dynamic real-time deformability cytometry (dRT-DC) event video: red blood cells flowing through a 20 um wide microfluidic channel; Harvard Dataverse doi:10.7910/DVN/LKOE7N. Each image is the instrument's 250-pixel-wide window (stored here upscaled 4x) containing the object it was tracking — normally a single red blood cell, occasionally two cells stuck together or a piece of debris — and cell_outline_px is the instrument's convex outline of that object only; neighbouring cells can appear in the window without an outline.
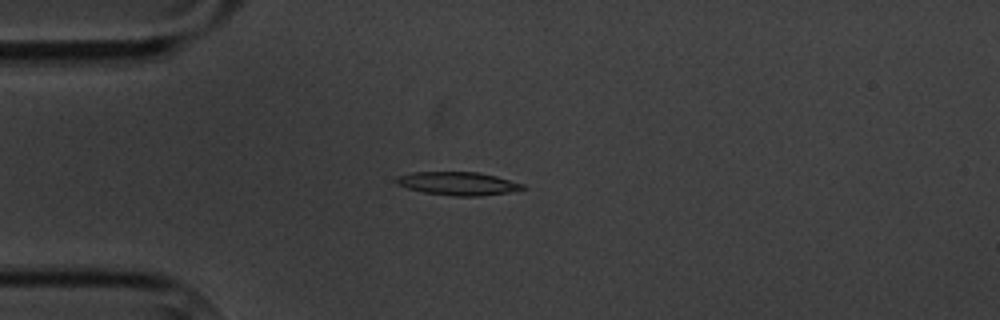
{"species": "common noctule bat (a hibernating species)", "species_latin": "Nyctalus noctula", "temperature_condition": "cold", "stored_images_in_passage": 15, "camera_frame_rate_fps": 3000, "um_per_image_px": 0.085, "animal": {"sex": "male", "body_mass_g": 20.1, "forearm_length_mm": 53.5}, "frame": {"image": 1, "passage_image": 4, "time_ms": 4.333, "image_size_px": [1000, 320], "cell_outline_px": [[524, 188], [508, 192], [480, 196], [456, 196], [424, 192], [408, 188], [396, 184], [396, 176], [412, 172], [476, 172], [496, 176], [524, 184]], "centroid_in_image_um": [38.89, 15.59], "position_along_channel_um": 46.1, "area_um2": 16.94}}
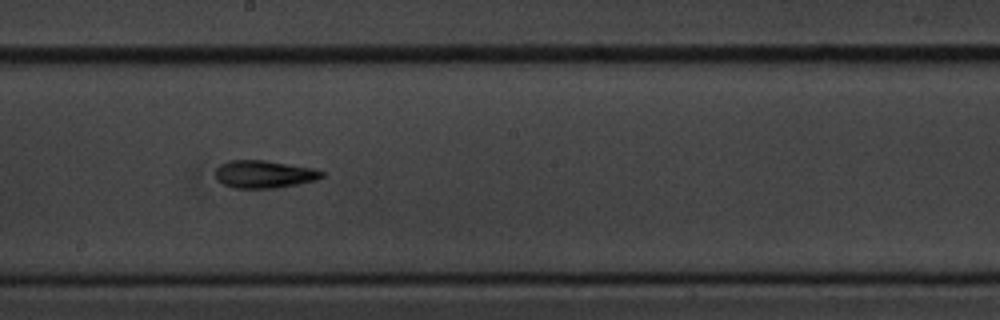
{"frame": {"image": 2, "passage_image": 9, "time_ms": 10.0, "image_size_px": [1000, 320], "cell_outline_px": [[324, 176], [316, 180], [276, 188], [232, 188], [216, 180], [216, 168], [220, 164], [228, 160], [264, 160], [316, 168], [324, 172]], "centroid_in_image_um": [22.45, 14.8], "position_along_channel_um": 225.8, "area_um2": 17.28}}
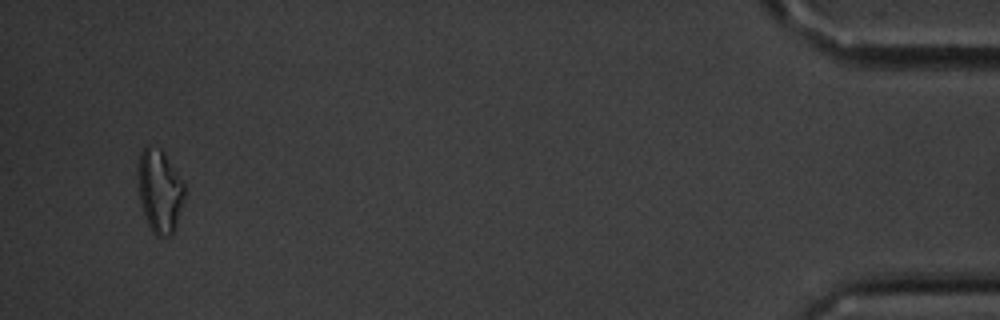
{"frame": {"image": 3, "passage_image": 15, "time_ms": 18.0, "image_size_px": [1000, 320], "cell_outline_px": [[184, 196], [176, 224], [172, 236], [156, 236], [152, 232], [144, 216], [140, 204], [136, 168], [140, 152], [144, 144], [148, 144], [160, 148], [164, 152], [184, 184]], "centroid_in_image_um": [13.52, 16.19], "position_along_channel_um": 421.7, "area_um2": 22.89}, "authors_computed_cell_mechanics": {"area_um2": 16.473, "velocity_mm_per_s": 3.4232, "shape_relaxation_time_tau1_ms": 7.7539, "shape_relaxation_time_tau2_ms": 4.2314, "deformation_change_tau1": 0.177, "deformation_change_tau2": 0.1129}}